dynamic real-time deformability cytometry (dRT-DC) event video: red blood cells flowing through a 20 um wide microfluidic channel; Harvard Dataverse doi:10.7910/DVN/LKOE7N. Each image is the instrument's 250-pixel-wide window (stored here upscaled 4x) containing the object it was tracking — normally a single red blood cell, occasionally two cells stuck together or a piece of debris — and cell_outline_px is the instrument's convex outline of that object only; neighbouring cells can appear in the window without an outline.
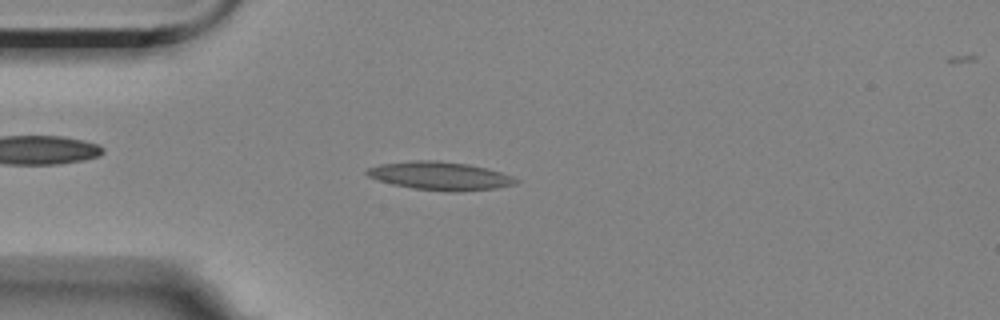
{"species": "Egyptian fruit bat (a non-hibernating species)", "species_latin": "Rousettus aegyptiacus", "temperature_condition": "room temperature", "stored_images_in_passage": 5, "camera_frame_rate_fps": 3000, "um_per_image_px": 0.085, "animal": {"sex": "female"}, "frame": {"image": 1, "passage_image": 4, "time_ms": 3.333, "image_size_px": [1000, 320], "cell_outline_px": [[520, 180], [516, 184], [496, 188], [416, 188], [392, 184], [368, 176], [364, 172], [368, 168], [380, 164], [416, 160], [436, 160], [468, 164], [488, 168], [512, 176]], "centroid_in_image_um": [37.37, 14.88], "position_along_channel_um": 47.6, "area_um2": 23.18}}